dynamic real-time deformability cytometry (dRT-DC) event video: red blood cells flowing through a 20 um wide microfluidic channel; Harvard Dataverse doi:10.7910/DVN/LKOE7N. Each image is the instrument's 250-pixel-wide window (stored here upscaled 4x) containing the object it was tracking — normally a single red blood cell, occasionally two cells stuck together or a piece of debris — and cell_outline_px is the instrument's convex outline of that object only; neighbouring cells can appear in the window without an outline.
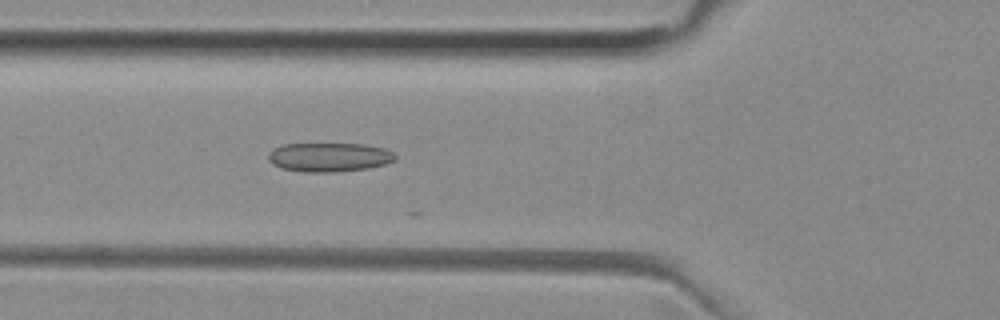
{"species": "common noctule bat (a hibernating species)", "species_latin": "Nyctalus noctula", "temperature_condition": "room temperature", "stored_images_in_passage": 20, "camera_frame_rate_fps": 3000, "um_per_image_px": 0.085, "animal": {"sex": "female", "body_mass_g": 29.2, "forearm_length_mm": 56.3}, "frame": {"image": 1, "passage_image": 11, "time_ms": 3.333, "image_size_px": [1000, 320], "cell_outline_px": [[396, 160], [384, 164], [368, 168], [336, 172], [304, 172], [280, 168], [272, 164], [268, 160], [268, 152], [272, 148], [284, 144], [364, 144], [384, 148], [392, 152], [396, 156]], "centroid_in_image_um": [27.94, 13.36], "position_along_channel_um": 97.9, "area_um2": 21.62}}
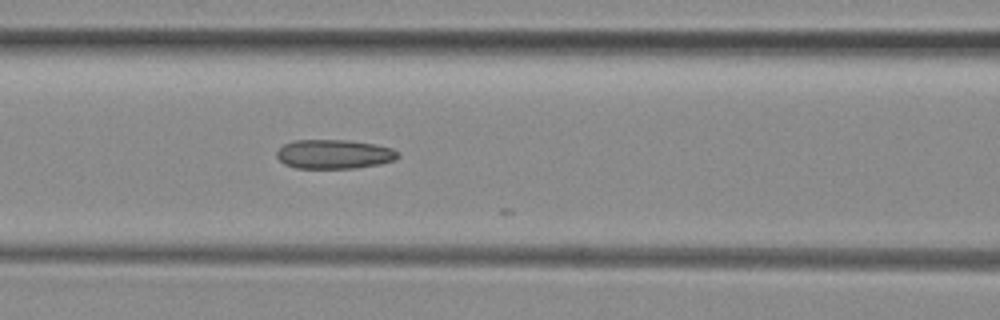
{"frame": {"image": 2, "passage_image": 14, "time_ms": 4.333, "image_size_px": [1000, 320], "cell_outline_px": [[400, 156], [396, 160], [380, 164], [356, 168], [296, 168], [284, 164], [276, 156], [276, 152], [284, 144], [292, 140], [348, 140], [376, 144], [392, 148], [400, 152]], "centroid_in_image_um": [28.43, 13.1], "position_along_channel_um": 138.2, "area_um2": 20.87}}
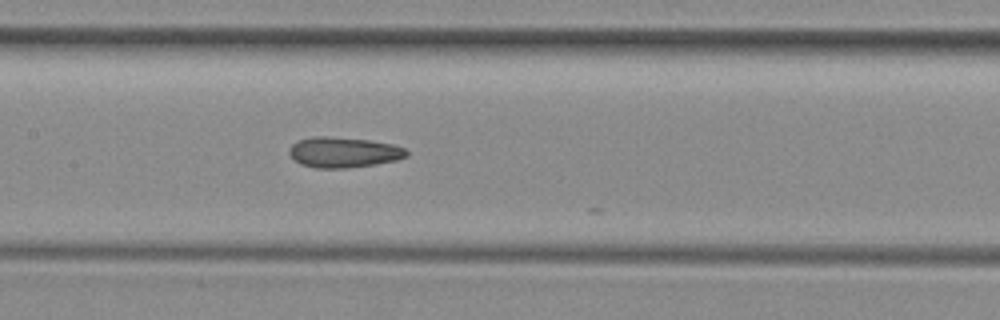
{"frame": {"image": 3, "passage_image": 17, "time_ms": 5.333, "image_size_px": [1000, 320], "cell_outline_px": [[408, 156], [396, 160], [376, 164], [348, 168], [316, 168], [300, 164], [288, 152], [292, 144], [300, 140], [312, 136], [328, 136], [368, 140], [392, 144], [404, 148], [408, 152]], "centroid_in_image_um": [29.21, 12.95], "position_along_channel_um": 178.2, "area_um2": 20.75}}